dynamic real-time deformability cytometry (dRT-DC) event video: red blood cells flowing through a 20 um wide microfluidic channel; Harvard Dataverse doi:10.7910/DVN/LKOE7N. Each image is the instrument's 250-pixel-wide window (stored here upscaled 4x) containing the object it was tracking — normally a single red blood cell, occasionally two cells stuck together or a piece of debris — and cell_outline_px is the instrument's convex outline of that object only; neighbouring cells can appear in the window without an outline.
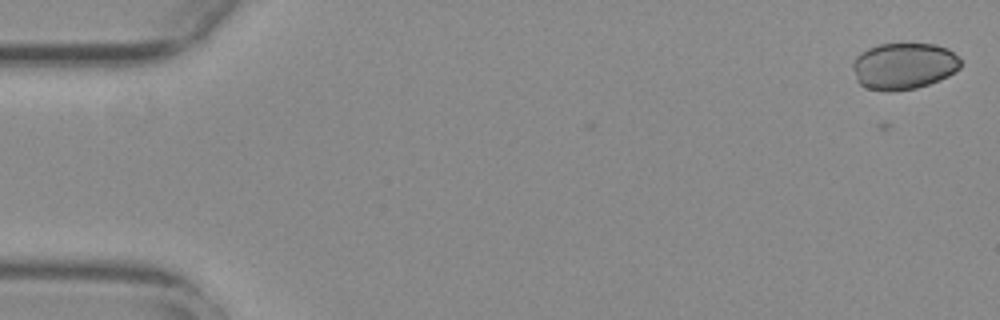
{"species": "common noctule bat (a hibernating species)", "species_latin": "Nyctalus noctula", "temperature_condition": "warm", "stored_images_in_passage": 3, "camera_frame_rate_fps": 3000, "um_per_image_px": 0.085, "animal": {"sex": "female", "body_mass_g": 29.2, "forearm_length_mm": 56.3}, "frame": {"image": 1, "passage_image": 3, "time_ms": 0.667, "image_size_px": [1000, 320], "cell_outline_px": [[960, 68], [948, 76], [940, 80], [916, 88], [892, 92], [868, 88], [860, 84], [856, 80], [852, 68], [852, 64], [856, 56], [860, 52], [868, 48], [880, 44], [936, 44], [948, 48], [960, 60]], "centroid_in_image_um": [76.8, 5.61], "position_along_channel_um": 8.2, "area_um2": 29.36}}